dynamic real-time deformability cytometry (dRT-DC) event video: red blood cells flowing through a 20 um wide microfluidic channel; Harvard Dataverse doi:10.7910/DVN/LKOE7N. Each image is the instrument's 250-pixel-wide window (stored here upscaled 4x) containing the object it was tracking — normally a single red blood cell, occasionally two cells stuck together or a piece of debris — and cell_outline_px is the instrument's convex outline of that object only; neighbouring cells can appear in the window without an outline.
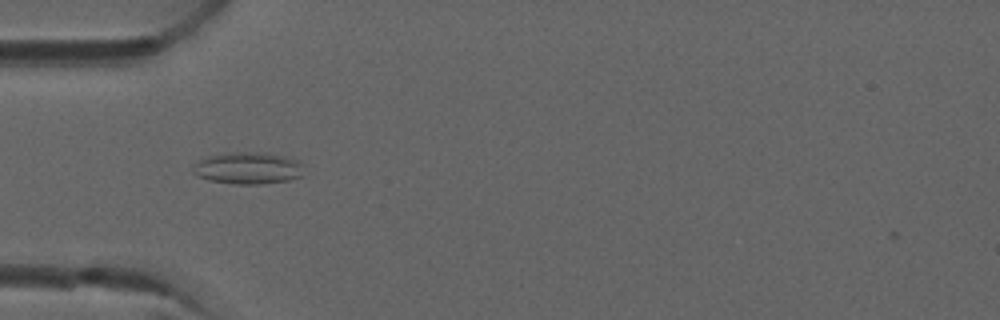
{"species": "common noctule bat (a hibernating species)", "species_latin": "Nyctalus noctula", "temperature_condition": "room temperature", "stored_images_in_passage": 4, "camera_frame_rate_fps": 3000, "um_per_image_px": 0.085, "animal": {"sex": "male", "forearm_length_mm": 52.5}, "frame": {"image": 1, "passage_image": 1, "time_ms": 0.0, "image_size_px": [1000, 320], "cell_outline_px": [[304, 176], [288, 180], [260, 184], [236, 184], [212, 180], [196, 176], [192, 172], [192, 168], [200, 160], [208, 156], [232, 152], [264, 152], [284, 156], [300, 160]], "centroid_in_image_um": [21.11, 14.28], "position_along_channel_um": 63.9, "area_um2": 20.63}}
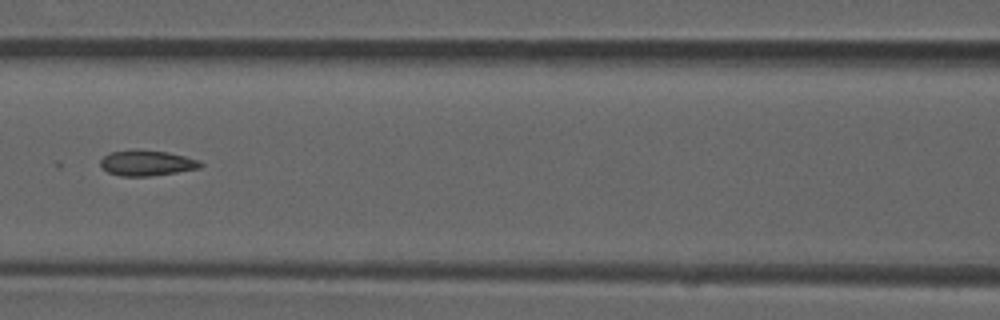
{"frame": {"image": 2, "passage_image": 3, "time_ms": 0.667, "image_size_px": [1000, 320], "cell_outline_px": [[204, 164], [200, 168], [176, 172], [148, 176], [120, 176], [108, 172], [100, 164], [100, 160], [104, 156], [112, 152], [136, 148], [168, 152], [200, 160]], "centroid_in_image_um": [12.49, 13.84], "position_along_channel_um": 154.1, "area_um2": 14.97}}
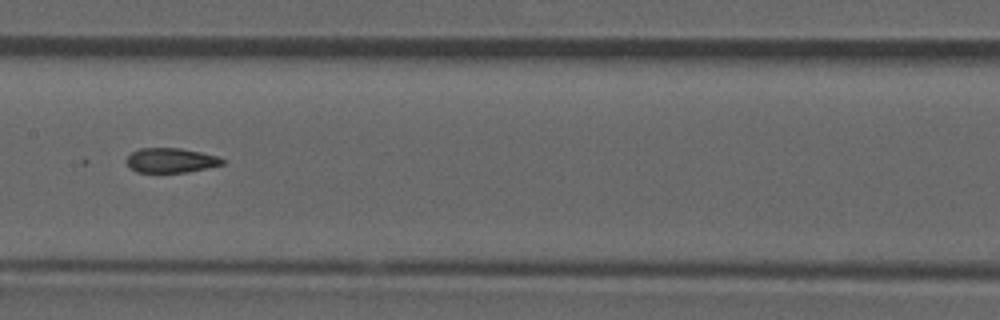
{"frame": {"image": 3, "passage_image": 4, "time_ms": 1.0, "image_size_px": [1000, 320], "cell_outline_px": [[228, 160], [224, 164], [188, 172], [136, 172], [128, 168], [124, 160], [132, 152], [140, 148], [180, 148], [200, 152], [216, 156]], "centroid_in_image_um": [14.5, 13.63], "position_along_channel_um": 192.9, "area_um2": 13.93}}